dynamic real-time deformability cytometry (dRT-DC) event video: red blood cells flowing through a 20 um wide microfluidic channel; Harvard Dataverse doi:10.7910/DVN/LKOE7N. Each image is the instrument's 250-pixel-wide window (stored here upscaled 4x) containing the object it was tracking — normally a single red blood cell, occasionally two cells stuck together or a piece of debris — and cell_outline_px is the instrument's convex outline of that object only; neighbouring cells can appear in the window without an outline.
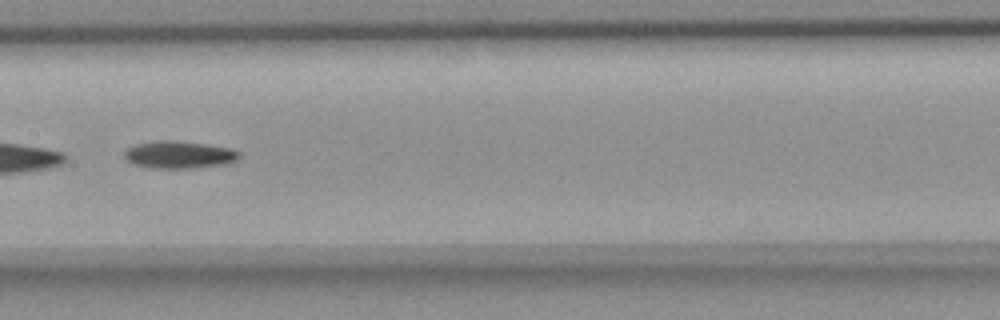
{"species": "common noctule bat (a hibernating species)", "species_latin": "Nyctalus noctula", "temperature_condition": "room temperature", "stored_images_in_passage": 9, "camera_frame_rate_fps": 3000, "um_per_image_px": 0.085, "animal": {"sex": "female", "body_mass_g": 18.4}, "frame": {"image": 1, "passage_image": 6, "time_ms": 5.667, "image_size_px": [1000, 320], "cell_outline_px": [[240, 156], [236, 160], [228, 164], [192, 168], [152, 168], [132, 164], [124, 156], [124, 152], [128, 148], [136, 144], [156, 140], [176, 140], [232, 148], [240, 152]], "centroid_in_image_um": [15.24, 13.15], "position_along_channel_um": 192.2, "area_um2": 18.44}}
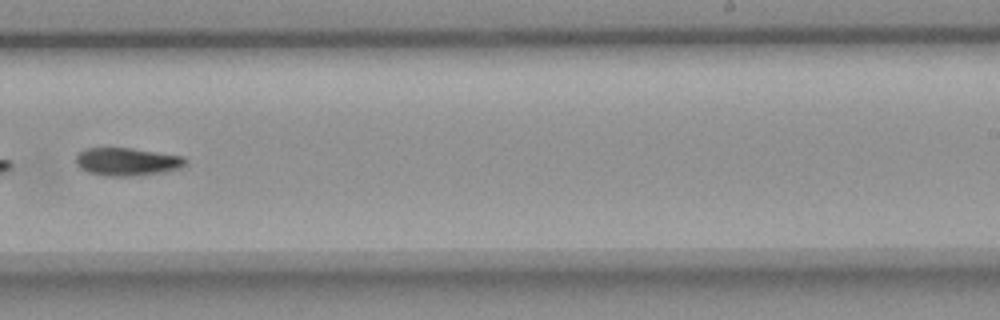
{"frame": {"image": 2, "passage_image": 8, "time_ms": 8.0, "image_size_px": [1000, 320], "cell_outline_px": [[188, 164], [180, 168], [160, 172], [132, 176], [108, 176], [88, 172], [80, 168], [76, 164], [76, 156], [84, 148], [132, 148], [184, 156], [188, 160]], "centroid_in_image_um": [10.82, 13.73], "position_along_channel_um": 278.2, "area_um2": 17.86}}
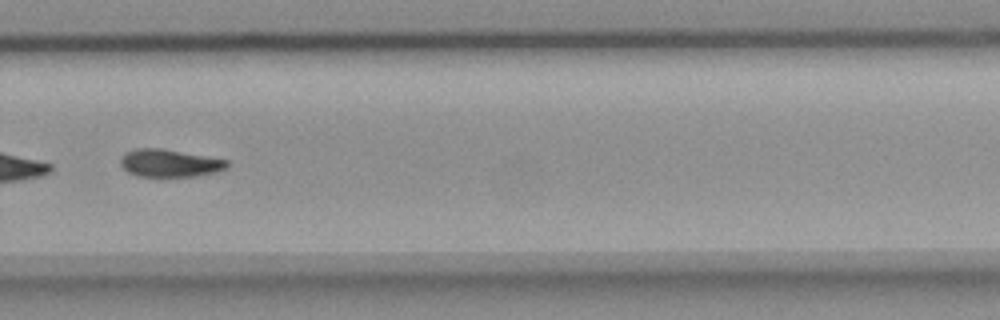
{"frame": {"image": 3, "passage_image": 9, "time_ms": 9.0, "image_size_px": [1000, 320], "cell_outline_px": [[228, 168], [216, 172], [196, 176], [136, 176], [128, 172], [120, 164], [120, 156], [124, 152], [136, 148], [160, 148], [228, 160]], "centroid_in_image_um": [14.38, 13.86], "position_along_channel_um": 315.4, "area_um2": 17.17}}